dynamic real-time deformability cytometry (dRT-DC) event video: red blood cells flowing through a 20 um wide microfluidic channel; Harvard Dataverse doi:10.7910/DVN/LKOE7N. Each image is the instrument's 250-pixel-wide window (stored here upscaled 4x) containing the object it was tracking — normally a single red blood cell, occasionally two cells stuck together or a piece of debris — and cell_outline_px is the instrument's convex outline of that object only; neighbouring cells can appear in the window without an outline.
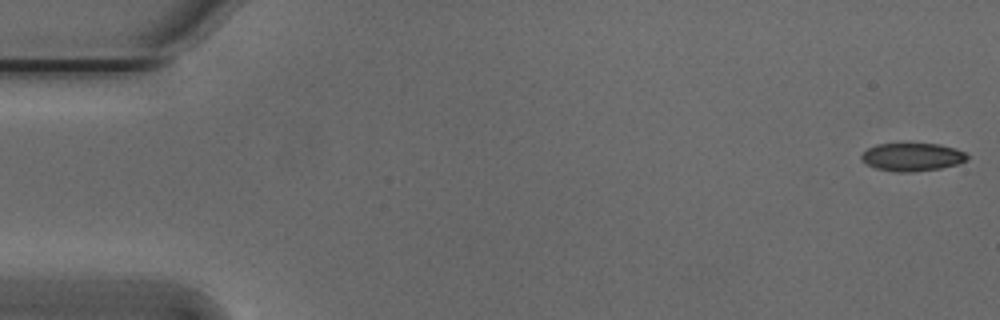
{"species": "Egyptian fruit bat (a non-hibernating species)", "species_latin": "Rousettus aegyptiacus", "temperature_condition": "cold", "stored_images_in_passage": 2, "camera_frame_rate_fps": 3000, "um_per_image_px": 0.085, "animal": {"sex": "male"}, "frame": {"image": 1, "passage_image": 1, "time_ms": 0.0, "image_size_px": [1000, 320], "cell_outline_px": [[968, 160], [956, 164], [940, 168], [912, 172], [896, 172], [876, 168], [860, 160], [860, 156], [868, 148], [876, 144], [940, 144], [956, 148], [964, 152], [968, 156]], "centroid_in_image_um": [77.54, 13.34], "position_along_channel_um": 7.5, "area_um2": 17.22}}